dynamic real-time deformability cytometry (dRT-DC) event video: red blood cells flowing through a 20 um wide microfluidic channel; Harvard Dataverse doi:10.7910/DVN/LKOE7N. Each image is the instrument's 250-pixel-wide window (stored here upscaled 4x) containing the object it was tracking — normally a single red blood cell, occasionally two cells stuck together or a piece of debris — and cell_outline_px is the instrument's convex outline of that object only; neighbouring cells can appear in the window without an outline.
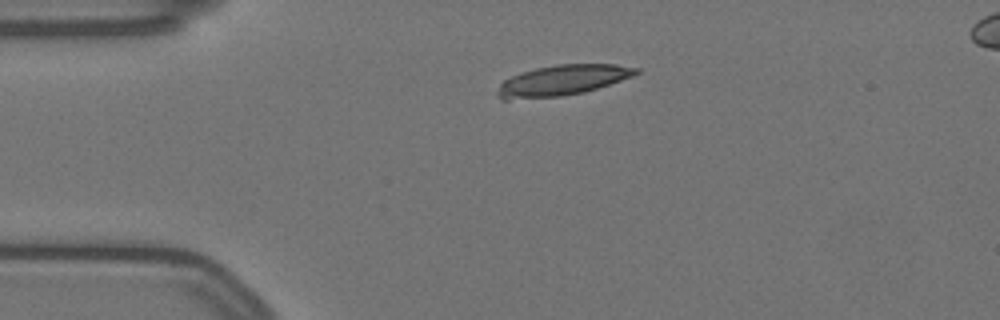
{"species": "Egyptian fruit bat (a non-hibernating species)", "species_latin": "Rousettus aegyptiacus", "temperature_condition": "warm", "stored_images_in_passage": 39, "camera_frame_rate_fps": 3000, "um_per_image_px": 0.085, "animal": {"sex": "female"}, "frame": {"image": 1, "passage_image": 1, "time_ms": 0.0, "image_size_px": [1000, 320], "cell_outline_px": [[640, 72], [632, 76], [584, 92], [560, 96], [508, 100], [500, 100], [496, 96], [496, 92], [500, 84], [504, 80], [520, 72], [536, 68], [556, 64], [616, 64], [640, 68]], "centroid_in_image_um": [47.75, 6.82], "position_along_channel_um": 37.2, "area_um2": 24.62}}